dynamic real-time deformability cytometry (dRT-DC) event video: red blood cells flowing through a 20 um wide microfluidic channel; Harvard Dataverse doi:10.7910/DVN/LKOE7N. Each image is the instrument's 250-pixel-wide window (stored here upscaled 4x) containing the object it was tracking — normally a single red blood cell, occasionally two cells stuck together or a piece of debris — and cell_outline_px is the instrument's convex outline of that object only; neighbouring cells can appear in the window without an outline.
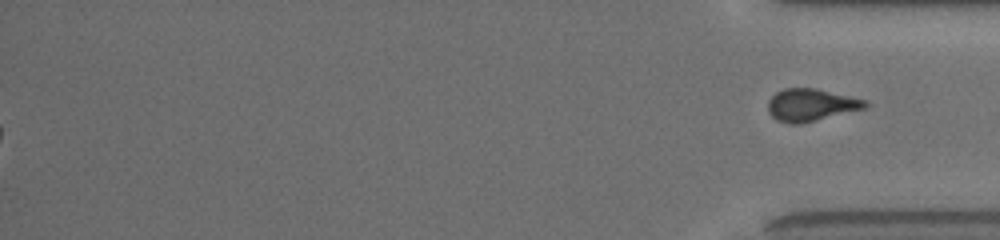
{"species": "common noctule bat (a hibernating species)", "species_latin": "Nyctalus noctula", "temperature_condition": "room temperature", "stored_images_in_passage": 38, "segment_of_instrument_passage": [2, 2], "camera_frame_rate_fps": 3000, "um_per_image_px": 0.085, "animal": {"sex": "female", "body_mass_g": 19.5, "forearm_length_mm": 54.1}, "frame": {"image": 1, "passage_image": 38, "time_ms": 12.333, "image_size_px": [1000, 240], "cell_outline_px": [[872, 104], [868, 108], [800, 124], [788, 124], [776, 120], [768, 112], [768, 100], [776, 92], [784, 88], [816, 88], [868, 100]], "centroid_in_image_um": [68.98, 8.92], "position_along_channel_um": 366.2, "area_um2": 18.73}}